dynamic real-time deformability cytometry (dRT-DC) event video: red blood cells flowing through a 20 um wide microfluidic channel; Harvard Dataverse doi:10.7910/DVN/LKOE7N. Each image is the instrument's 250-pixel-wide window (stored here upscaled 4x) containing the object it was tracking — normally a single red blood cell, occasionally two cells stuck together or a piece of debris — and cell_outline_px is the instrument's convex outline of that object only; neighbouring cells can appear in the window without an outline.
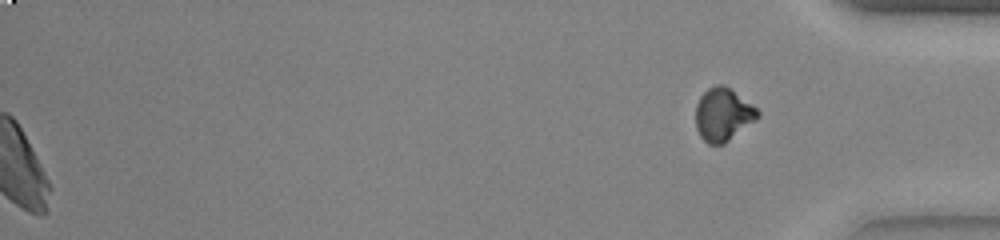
{"species": "common noctule bat (a hibernating species)", "species_latin": "Nyctalus noctula", "temperature_condition": "warm", "stored_images_in_passage": 49, "segment_of_instrument_passage": [2, 2], "camera_frame_rate_fps": 3000, "um_per_image_px": 0.085, "animal": {"sex": "female", "body_mass_g": 23.0, "forearm_length_mm": 53.4}, "frame": {"image": 1, "passage_image": 49, "time_ms": 16.0, "image_size_px": [1000, 240], "cell_outline_px": [[760, 116], [756, 120], [724, 144], [708, 144], [700, 136], [696, 128], [696, 104], [700, 96], [708, 88], [716, 84], [724, 84], [752, 104], [760, 112]], "centroid_in_image_um": [61.46, 9.73], "position_along_channel_um": 373.7, "area_um2": 19.19}}